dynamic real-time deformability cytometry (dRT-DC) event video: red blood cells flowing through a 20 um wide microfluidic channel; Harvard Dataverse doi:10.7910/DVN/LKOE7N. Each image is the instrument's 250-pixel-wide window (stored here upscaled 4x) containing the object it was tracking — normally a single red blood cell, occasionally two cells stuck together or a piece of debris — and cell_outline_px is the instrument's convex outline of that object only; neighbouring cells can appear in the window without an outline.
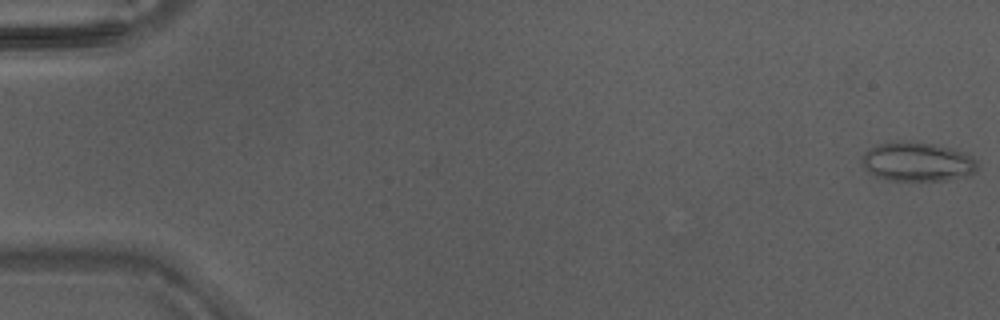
{"species": "Egyptian fruit bat (a non-hibernating species)", "species_latin": "Rousettus aegyptiacus", "temperature_condition": "warm", "stored_images_in_passage": 13, "camera_frame_rate_fps": 3000, "um_per_image_px": 0.085, "animal": {"sex": "male"}, "frame": {"image": 1, "passage_image": 1, "time_ms": 0.0, "image_size_px": [1000, 320], "cell_outline_px": [[976, 172], [948, 180], [888, 180], [876, 176], [868, 172], [864, 168], [860, 160], [864, 152], [880, 144], [912, 140], [932, 144], [960, 152], [972, 156], [976, 160]], "centroid_in_image_um": [77.92, 13.76], "position_along_channel_um": 7.1, "area_um2": 25.95}}